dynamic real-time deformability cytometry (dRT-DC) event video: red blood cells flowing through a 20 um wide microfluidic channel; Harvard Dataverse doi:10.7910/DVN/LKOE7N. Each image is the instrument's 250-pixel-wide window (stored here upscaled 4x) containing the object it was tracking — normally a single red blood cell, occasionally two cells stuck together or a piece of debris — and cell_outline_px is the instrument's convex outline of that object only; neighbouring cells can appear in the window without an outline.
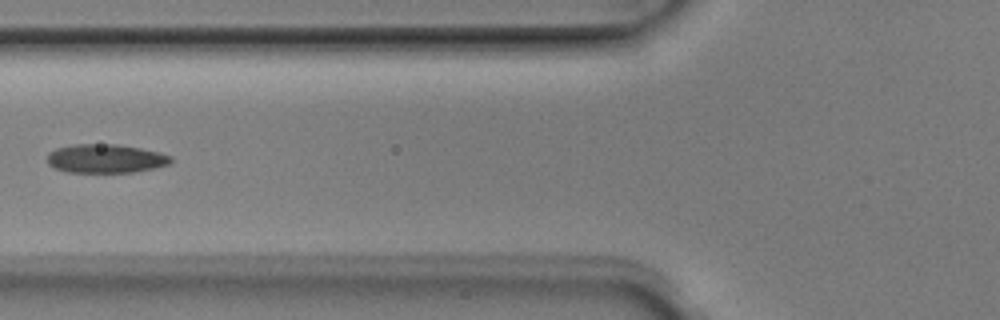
{"species": "Egyptian fruit bat (a non-hibernating species)", "species_latin": "Rousettus aegyptiacus", "temperature_condition": "room temperature", "stored_images_in_passage": 5, "camera_frame_rate_fps": 3000, "um_per_image_px": 0.085, "animal": {"sex": "male"}, "frame": {"image": 1, "passage_image": 4, "time_ms": 1.0, "image_size_px": [1000, 320], "cell_outline_px": [[172, 160], [168, 164], [152, 168], [132, 172], [68, 172], [56, 168], [48, 164], [48, 152], [56, 148], [76, 144], [116, 144], [140, 148], [160, 152], [172, 156]], "centroid_in_image_um": [8.97, 13.47], "position_along_channel_um": 116.8, "area_um2": 20.58}}
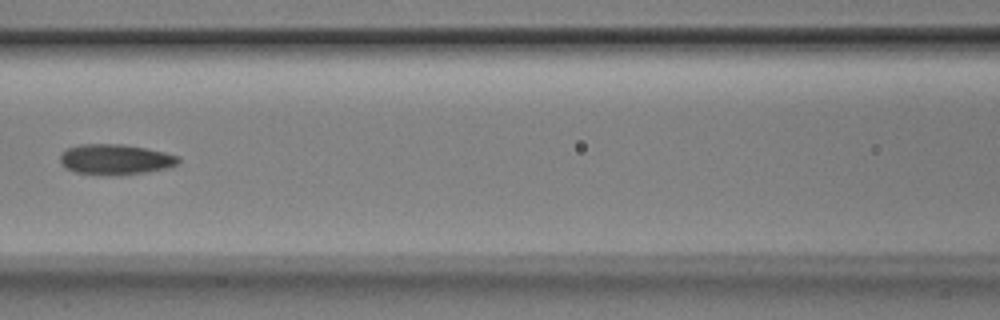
{"frame": {"image": 2, "passage_image": 5, "time_ms": 1.333, "image_size_px": [1000, 320], "cell_outline_px": [[180, 160], [176, 164], [168, 168], [120, 176], [112, 176], [76, 172], [64, 168], [60, 164], [60, 152], [68, 148], [80, 144], [120, 144], [144, 148], [164, 152], [180, 156]], "centroid_in_image_um": [9.77, 13.56], "position_along_channel_um": 156.8, "area_um2": 21.15}}